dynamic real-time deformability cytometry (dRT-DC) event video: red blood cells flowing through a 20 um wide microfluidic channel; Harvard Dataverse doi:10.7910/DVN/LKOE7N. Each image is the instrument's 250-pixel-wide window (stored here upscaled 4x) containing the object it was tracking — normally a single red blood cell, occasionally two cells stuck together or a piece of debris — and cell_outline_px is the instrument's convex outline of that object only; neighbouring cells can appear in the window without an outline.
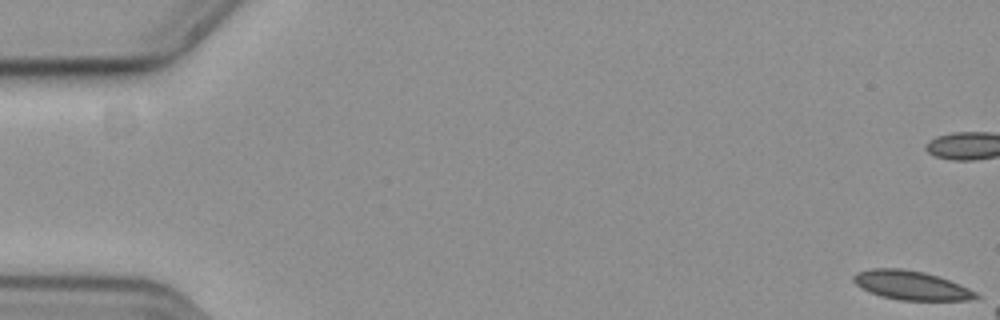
{"species": "common noctule bat (a hibernating species)", "species_latin": "Nyctalus noctula", "temperature_condition": "cold", "stored_images_in_passage": 15, "camera_frame_rate_fps": 3000, "um_per_image_px": 0.085, "animal": {"sex": "female", "body_mass_g": 19.3, "forearm_length_mm": 54.1}, "frame": {"image": 1, "passage_image": 1, "time_ms": 0.0, "image_size_px": [1000, 320], "cell_outline_px": [[980, 296], [976, 300], [900, 300], [880, 296], [868, 292], [856, 284], [852, 280], [852, 276], [856, 272], [872, 268], [904, 268], [924, 272], [940, 276], [960, 284], [976, 292]], "centroid_in_image_um": [77.45, 24.25], "position_along_channel_um": 7.6, "area_um2": 20.98}}